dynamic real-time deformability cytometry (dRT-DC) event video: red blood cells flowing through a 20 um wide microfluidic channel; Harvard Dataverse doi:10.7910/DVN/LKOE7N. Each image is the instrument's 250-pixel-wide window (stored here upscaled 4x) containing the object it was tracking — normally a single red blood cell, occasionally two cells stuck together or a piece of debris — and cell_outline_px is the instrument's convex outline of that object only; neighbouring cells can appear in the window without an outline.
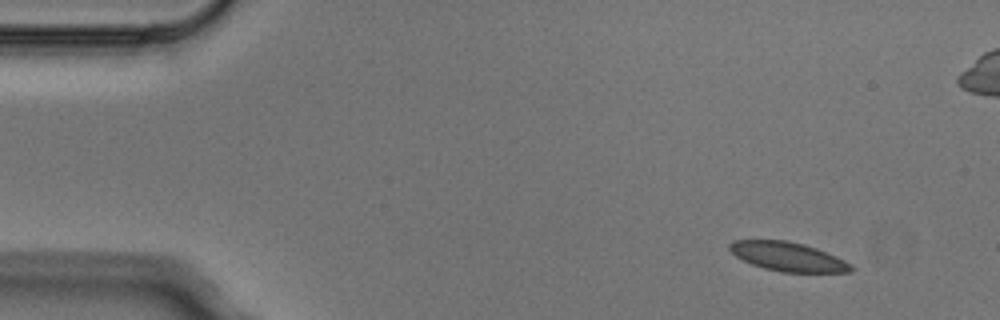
{"species": "Egyptian fruit bat (a non-hibernating species)", "species_latin": "Rousettus aegyptiacus", "temperature_condition": "cold", "stored_images_in_passage": 4, "camera_frame_rate_fps": 3000, "um_per_image_px": 0.085, "animal": {"sex": "male"}, "frame": {"image": 1, "passage_image": 1, "time_ms": 0.0, "image_size_px": [1000, 320], "cell_outline_px": [[856, 268], [852, 272], [780, 272], [764, 268], [752, 264], [736, 256], [728, 248], [728, 244], [732, 240], [788, 240], [804, 244], [816, 248], [836, 256], [852, 264]], "centroid_in_image_um": [66.99, 21.81], "position_along_channel_um": 18.0, "area_um2": 20.63}}